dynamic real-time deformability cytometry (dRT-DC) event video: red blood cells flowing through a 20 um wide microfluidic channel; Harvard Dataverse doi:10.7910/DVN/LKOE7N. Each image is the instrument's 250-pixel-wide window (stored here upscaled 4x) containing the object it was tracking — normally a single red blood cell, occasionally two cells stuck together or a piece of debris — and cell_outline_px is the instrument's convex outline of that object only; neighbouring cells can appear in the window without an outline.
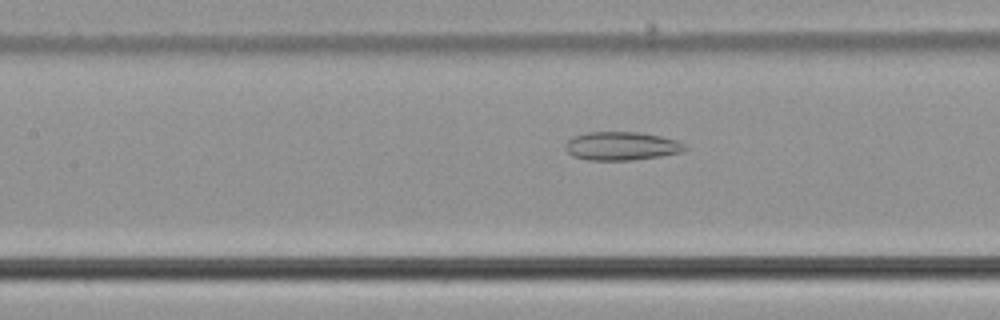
{"species": "common noctule bat (a hibernating species)", "species_latin": "Nyctalus noctula", "temperature_condition": "cold", "stored_images_in_passage": 55, "camera_frame_rate_fps": 3000, "um_per_image_px": 0.085, "animal": {"sex": "male", "body_mass_g": 21.5, "forearm_length_mm": 52.0}, "frame": {"image": 1, "passage_image": 25, "time_ms": 8.0, "image_size_px": [1000, 320], "cell_outline_px": [[688, 148], [684, 152], [660, 156], [632, 160], [588, 160], [572, 156], [564, 148], [564, 144], [572, 136], [588, 132], [640, 132], [660, 136], [676, 140], [684, 144]], "centroid_in_image_um": [52.81, 12.41], "position_along_channel_um": 154.6, "area_um2": 20.0}}
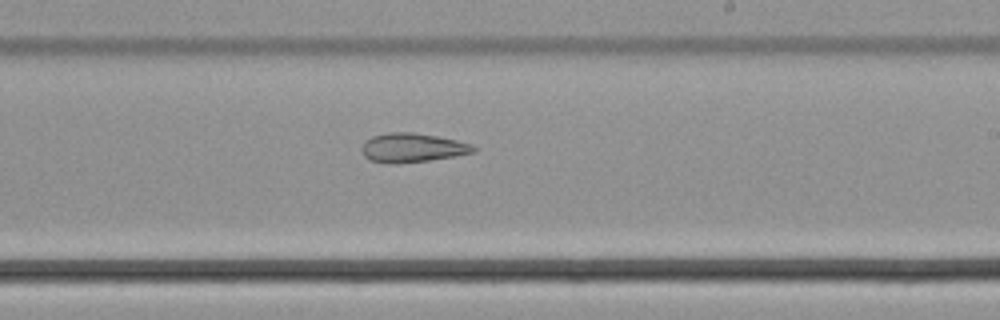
{"frame": {"image": 2, "passage_image": 33, "time_ms": 10.667, "image_size_px": [1000, 320], "cell_outline_px": [[476, 152], [456, 156], [428, 160], [396, 164], [368, 160], [364, 156], [364, 140], [372, 136], [388, 132], [412, 132], [436, 136], [456, 140], [472, 144], [476, 148]], "centroid_in_image_um": [35.07, 12.55], "position_along_channel_um": 253.9, "area_um2": 18.84}}
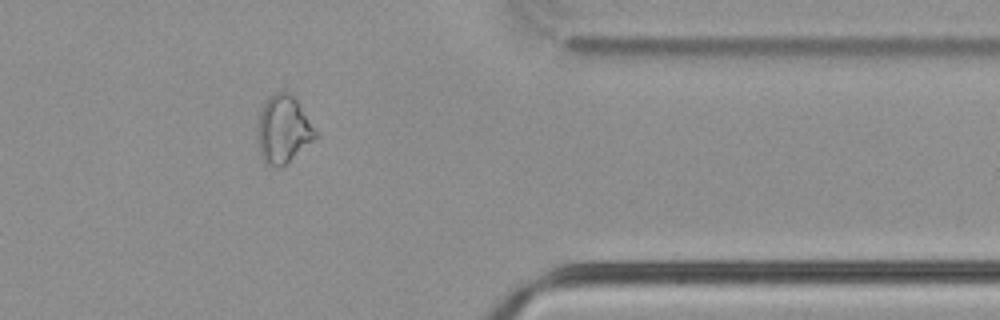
{"frame": {"image": 3, "passage_image": 45, "time_ms": 14.667, "image_size_px": [1000, 320], "cell_outline_px": [[316, 136], [312, 140], [280, 168], [276, 168], [264, 164], [260, 156], [256, 136], [256, 124], [260, 112], [268, 96], [276, 92], [288, 92], [296, 100], [316, 132]], "centroid_in_image_um": [23.98, 11.02], "position_along_channel_um": 387.4, "area_um2": 22.54}, "authors_computed_cell_mechanics": {"area_um2": 24.3338, "velocity_mm_per_s": 3.744, "shape_relaxation_time_tau1_ms": null, "shape_relaxation_time_tau2_ms": 7.347, "deformation_change_tau1": null, "deformation_change_tau2": 0.1856}}